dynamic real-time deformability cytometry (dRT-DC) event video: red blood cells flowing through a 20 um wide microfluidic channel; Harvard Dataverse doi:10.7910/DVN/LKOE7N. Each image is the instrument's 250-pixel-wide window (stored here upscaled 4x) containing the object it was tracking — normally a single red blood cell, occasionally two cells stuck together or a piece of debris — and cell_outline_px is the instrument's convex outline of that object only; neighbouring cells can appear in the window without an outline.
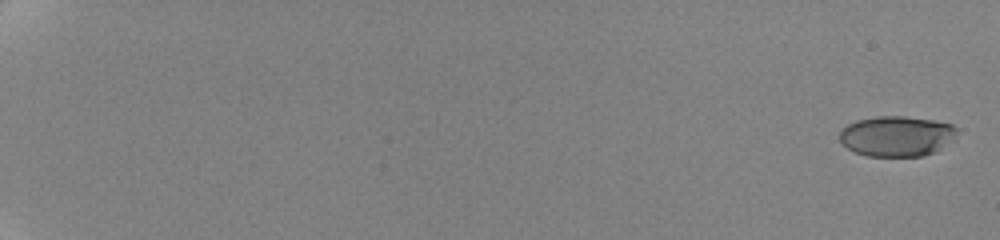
{"species": "human", "species_latin": "Homo sapiens", "temperature_condition": "cold", "stored_images_in_passage": 29, "camera_frame_rate_fps": 3000, "um_per_image_px": 0.085, "donor": {"sex": "female"}, "frame": {"image": 1, "passage_image": 1, "time_ms": 0.0, "image_size_px": [1000, 240], "cell_outline_px": [[956, 140], [936, 152], [924, 156], [868, 156], [856, 152], [848, 148], [840, 140], [840, 132], [848, 124], [856, 120], [876, 116], [904, 116], [932, 120], [952, 124], [956, 128]], "centroid_in_image_um": [76.27, 11.57], "position_along_channel_um": 8.7, "area_um2": 27.8}}
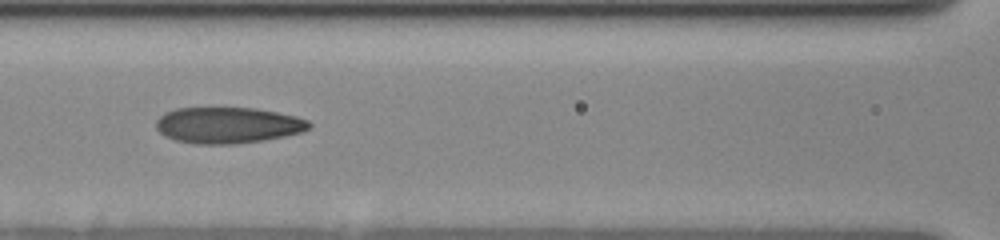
{"frame": {"image": 2, "passage_image": 21, "time_ms": 10.333, "image_size_px": [1000, 240], "cell_outline_px": [[312, 128], [300, 132], [284, 136], [264, 140], [236, 144], [196, 144], [176, 140], [164, 136], [156, 128], [156, 120], [164, 112], [176, 108], [256, 108], [296, 116], [308, 120], [312, 124]], "centroid_in_image_um": [19.37, 10.64], "position_along_channel_um": 147.2, "area_um2": 32.37}}
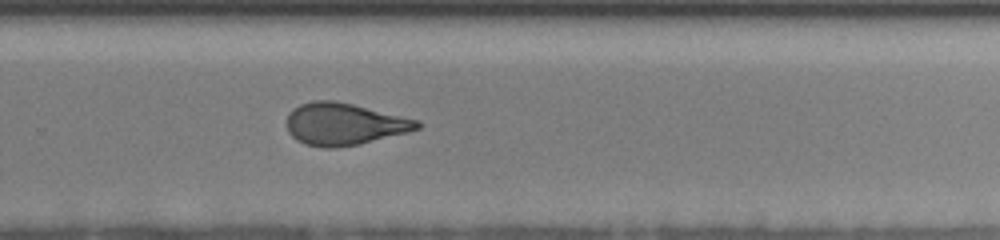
{"frame": {"image": 3, "passage_image": 29, "time_ms": 14.667, "image_size_px": [1000, 240], "cell_outline_px": [[424, 124], [420, 128], [408, 132], [360, 144], [336, 148], [324, 148], [304, 144], [296, 140], [288, 132], [284, 124], [288, 112], [292, 108], [300, 104], [312, 100], [336, 100], [420, 120]], "centroid_in_image_um": [29.22, 10.54], "position_along_channel_um": 300.6, "area_um2": 32.6}}